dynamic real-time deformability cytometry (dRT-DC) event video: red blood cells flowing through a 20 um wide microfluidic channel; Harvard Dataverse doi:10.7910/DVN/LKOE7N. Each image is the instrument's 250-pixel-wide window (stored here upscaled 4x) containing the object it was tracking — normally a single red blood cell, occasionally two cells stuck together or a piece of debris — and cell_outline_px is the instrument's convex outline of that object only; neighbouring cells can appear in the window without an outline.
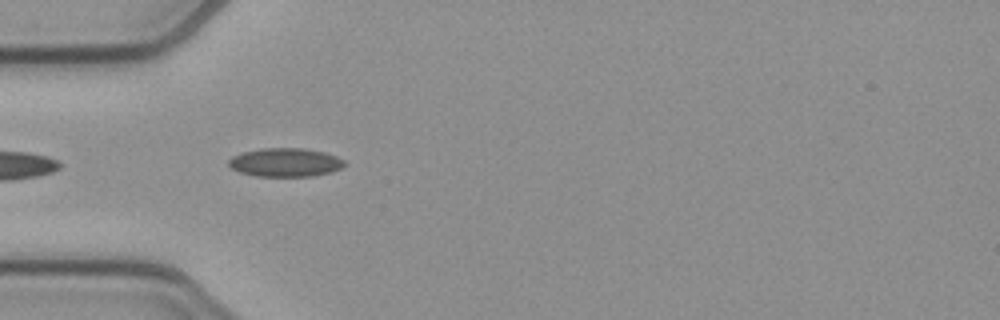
{"species": "common noctule bat (a hibernating species)", "species_latin": "Nyctalus noctula", "temperature_condition": "cold", "stored_images_in_passage": 4, "camera_frame_rate_fps": 3000, "um_per_image_px": 0.085, "animal": {"sex": "female", "body_mass_g": 21.9}, "frame": {"image": 1, "passage_image": 2, "time_ms": 0.333, "image_size_px": [1000, 320], "cell_outline_px": [[348, 164], [332, 172], [312, 176], [256, 176], [240, 172], [232, 168], [228, 164], [228, 160], [232, 156], [244, 152], [260, 148], [304, 148], [324, 152], [336, 156], [344, 160]], "centroid_in_image_um": [24.27, 13.8], "position_along_channel_um": 60.7, "area_um2": 19.36}}